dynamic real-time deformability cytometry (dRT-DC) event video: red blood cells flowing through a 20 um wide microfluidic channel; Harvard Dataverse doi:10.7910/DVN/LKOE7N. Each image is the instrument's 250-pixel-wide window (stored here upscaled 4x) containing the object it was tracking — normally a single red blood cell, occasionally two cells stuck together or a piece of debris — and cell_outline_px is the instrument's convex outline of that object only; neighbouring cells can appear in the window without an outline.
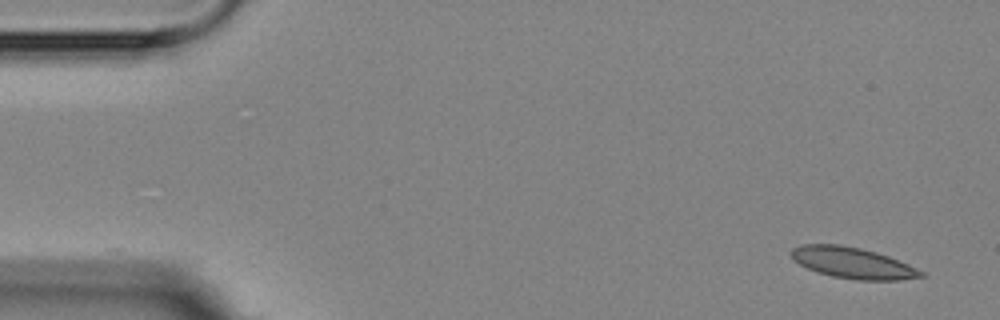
{"species": "Egyptian fruit bat (a non-hibernating species)", "species_latin": "Rousettus aegyptiacus", "temperature_condition": "room temperature", "stored_images_in_passage": 3, "camera_frame_rate_fps": 3000, "um_per_image_px": 0.085, "animal": {"sex": "female"}, "frame": {"image": 1, "passage_image": 1, "time_ms": 0.0, "image_size_px": [1000, 320], "cell_outline_px": [[924, 276], [900, 280], [856, 280], [832, 276], [808, 268], [800, 264], [788, 252], [792, 248], [800, 244], [840, 244], [860, 248], [876, 252], [888, 256], [908, 264], [924, 272]], "centroid_in_image_um": [72.47, 22.33], "position_along_channel_um": 12.5, "area_um2": 23.35}}